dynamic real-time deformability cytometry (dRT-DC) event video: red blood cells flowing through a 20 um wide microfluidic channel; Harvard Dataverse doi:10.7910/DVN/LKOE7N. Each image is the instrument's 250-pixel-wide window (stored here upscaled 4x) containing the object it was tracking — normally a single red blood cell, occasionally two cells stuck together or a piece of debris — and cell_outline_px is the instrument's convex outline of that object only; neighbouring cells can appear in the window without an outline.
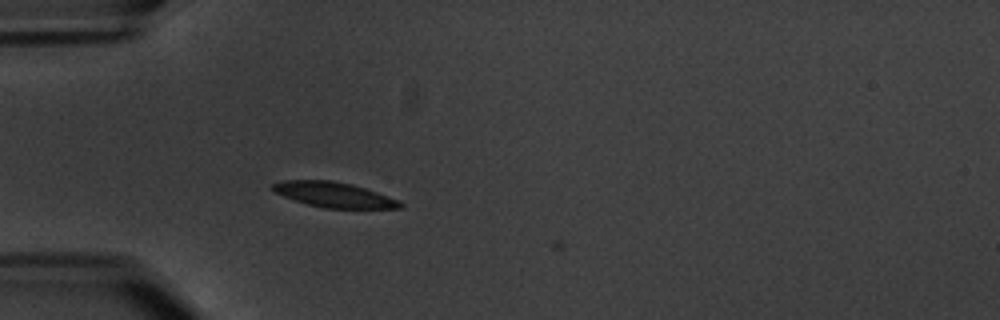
{"species": "common noctule bat (a hibernating species)", "species_latin": "Nyctalus noctula", "temperature_condition": "warm", "stored_images_in_passage": 4, "camera_frame_rate_fps": 3000, "um_per_image_px": 0.085, "animal": {"sex": "male", "body_mass_g": 20.1, "forearm_length_mm": 53.5}, "frame": {"image": 1, "passage_image": 3, "time_ms": 2.667, "image_size_px": [1000, 320], "cell_outline_px": [[404, 204], [400, 208], [324, 208], [308, 204], [284, 196], [268, 188], [272, 184], [280, 180], [332, 180], [352, 184], [376, 192], [396, 200]], "centroid_in_image_um": [28.32, 16.54], "position_along_channel_um": 56.7, "area_um2": 18.44}}